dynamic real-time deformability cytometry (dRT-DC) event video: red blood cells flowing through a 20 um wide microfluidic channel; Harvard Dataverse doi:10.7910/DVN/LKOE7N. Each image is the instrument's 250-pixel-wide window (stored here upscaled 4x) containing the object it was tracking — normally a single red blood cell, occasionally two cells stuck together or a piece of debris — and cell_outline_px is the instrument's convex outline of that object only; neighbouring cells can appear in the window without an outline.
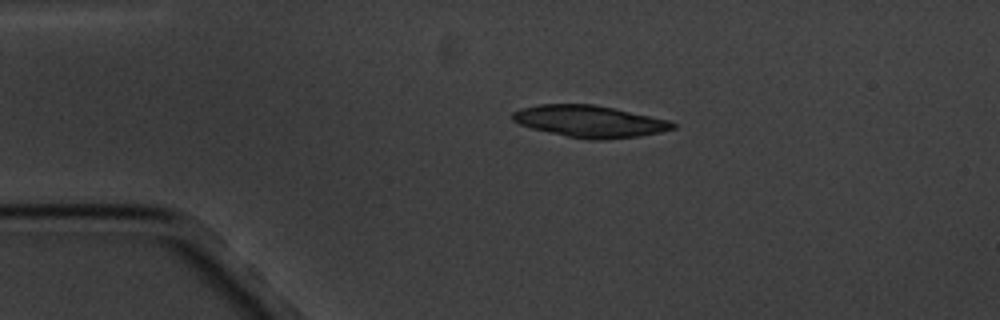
{"species": "common noctule bat (a hibernating species)", "species_latin": "Nyctalus noctula", "temperature_condition": "cold", "stored_images_in_passage": 2, "camera_frame_rate_fps": 3000, "um_per_image_px": 0.085, "animal": {"sex": "male", "body_mass_g": 20.1, "forearm_length_mm": 53.5}, "frame": {"image": 1, "passage_image": 1, "time_ms": 0.0, "image_size_px": [1000, 320], "cell_outline_px": [[676, 128], [660, 132], [636, 136], [604, 140], [588, 140], [548, 132], [532, 128], [520, 124], [512, 120], [512, 112], [520, 108], [540, 104], [592, 104], [652, 116], [668, 120], [676, 124]], "centroid_in_image_um": [50.1, 10.31], "position_along_channel_um": 34.9, "area_um2": 29.54}}